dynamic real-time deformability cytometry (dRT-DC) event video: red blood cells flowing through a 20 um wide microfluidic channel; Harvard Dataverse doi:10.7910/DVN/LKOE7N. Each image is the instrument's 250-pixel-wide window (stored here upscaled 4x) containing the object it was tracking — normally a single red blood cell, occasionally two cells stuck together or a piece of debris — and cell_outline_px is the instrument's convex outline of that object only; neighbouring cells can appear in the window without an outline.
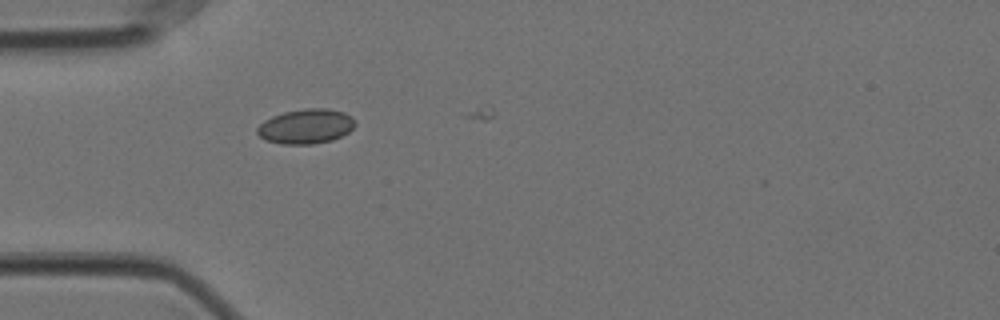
{"species": "Egyptian fruit bat (a non-hibernating species)", "species_latin": "Rousettus aegyptiacus", "temperature_condition": "cold", "stored_images_in_passage": 5, "camera_frame_rate_fps": 3000, "um_per_image_px": 0.085, "animal": {"sex": "female"}, "frame": {"image": 1, "passage_image": 1, "time_ms": 0.0, "image_size_px": [1000, 320], "cell_outline_px": [[356, 124], [348, 132], [332, 140], [312, 144], [280, 144], [264, 140], [256, 132], [256, 128], [264, 120], [272, 116], [284, 112], [304, 108], [328, 108], [344, 112], [352, 116], [356, 120]], "centroid_in_image_um": [26.0, 10.73], "position_along_channel_um": 59.0, "area_um2": 20.0}}
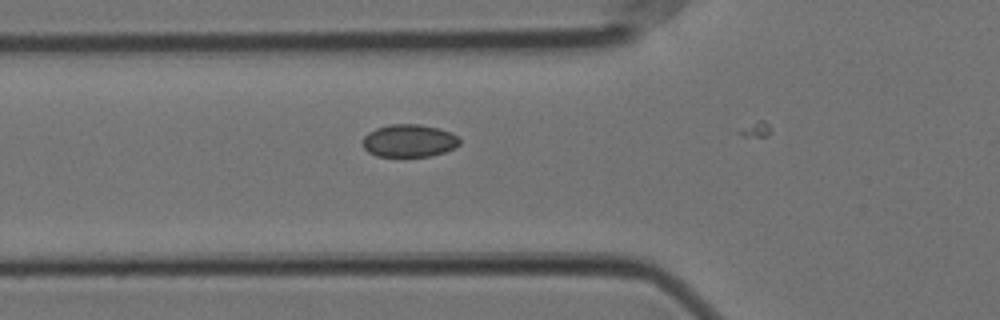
{"frame": {"image": 2, "passage_image": 4, "time_ms": 1.0, "image_size_px": [1000, 320], "cell_outline_px": [[460, 144], [444, 152], [428, 156], [376, 156], [368, 152], [364, 148], [364, 136], [368, 132], [376, 128], [388, 124], [420, 124], [440, 128], [452, 132], [460, 140]], "centroid_in_image_um": [34.77, 11.95], "position_along_channel_um": 91.0, "area_um2": 18.44}}